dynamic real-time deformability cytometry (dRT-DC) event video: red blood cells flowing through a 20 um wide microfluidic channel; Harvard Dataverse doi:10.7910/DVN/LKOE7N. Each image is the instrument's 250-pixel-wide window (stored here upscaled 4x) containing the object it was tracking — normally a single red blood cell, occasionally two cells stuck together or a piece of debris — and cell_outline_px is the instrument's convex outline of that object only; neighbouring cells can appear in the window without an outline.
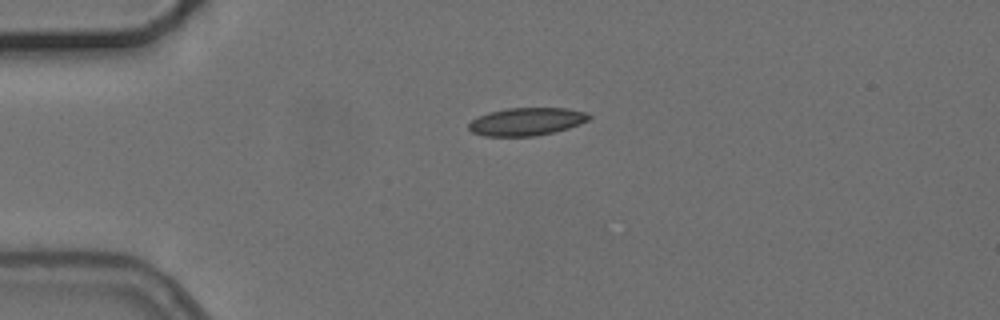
{"species": "common noctule bat (a hibernating species)", "species_latin": "Nyctalus noctula", "temperature_condition": "cold", "stored_images_in_passage": 2, "camera_frame_rate_fps": 3000, "um_per_image_px": 0.085, "animal": {"sex": "female", "body_mass_g": 24.6, "forearm_length_mm": 56.2}, "frame": {"image": 1, "passage_image": 1, "time_ms": 0.0, "image_size_px": [1000, 320], "cell_outline_px": [[592, 116], [588, 120], [580, 124], [568, 128], [536, 136], [484, 136], [472, 132], [468, 128], [468, 124], [472, 120], [488, 112], [508, 108], [568, 108], [588, 112]], "centroid_in_image_um": [44.78, 10.33], "position_along_channel_um": 40.2, "area_um2": 19.54}}
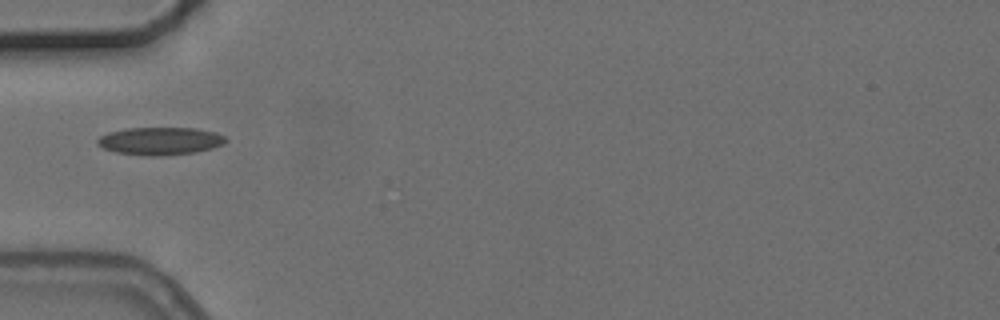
{"frame": {"image": 2, "passage_image": 2, "time_ms": 1.667, "image_size_px": [1000, 320], "cell_outline_px": [[228, 140], [224, 144], [212, 148], [196, 152], [160, 156], [144, 156], [116, 152], [104, 148], [96, 144], [96, 140], [100, 136], [108, 132], [124, 128], [196, 128], [216, 132], [224, 136]], "centroid_in_image_um": [13.61, 11.98], "position_along_channel_um": 71.4, "area_um2": 20.92}}